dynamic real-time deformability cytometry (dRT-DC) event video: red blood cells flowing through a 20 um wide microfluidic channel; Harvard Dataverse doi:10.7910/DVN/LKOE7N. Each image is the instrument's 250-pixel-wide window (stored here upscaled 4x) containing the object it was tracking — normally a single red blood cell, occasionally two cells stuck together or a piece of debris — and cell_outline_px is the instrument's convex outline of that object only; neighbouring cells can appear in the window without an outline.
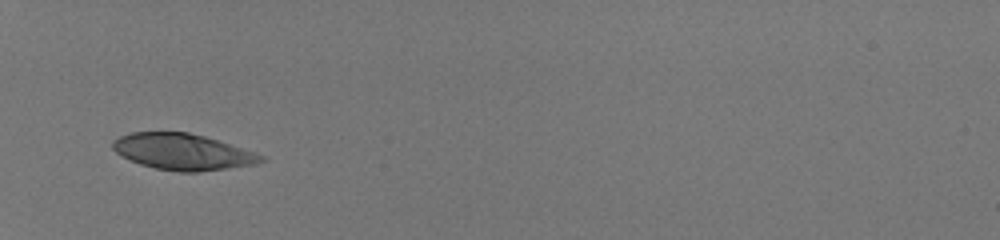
{"species": "human", "species_latin": "Homo sapiens", "temperature_condition": "room temperature", "stored_images_in_passage": 32, "camera_frame_rate_fps": 3000, "um_per_image_px": 0.085, "donor": {"sex": "male"}, "frame": {"image": 1, "passage_image": 1, "time_ms": 0.0, "image_size_px": [1000, 240], "cell_outline_px": [[264, 160], [256, 164], [200, 172], [180, 172], [156, 168], [140, 164], [116, 152], [112, 148], [112, 140], [120, 136], [132, 132], [188, 132], [204, 136], [256, 152], [264, 156]], "centroid_in_image_um": [15.54, 12.9], "position_along_channel_um": 69.5, "area_um2": 31.1}}
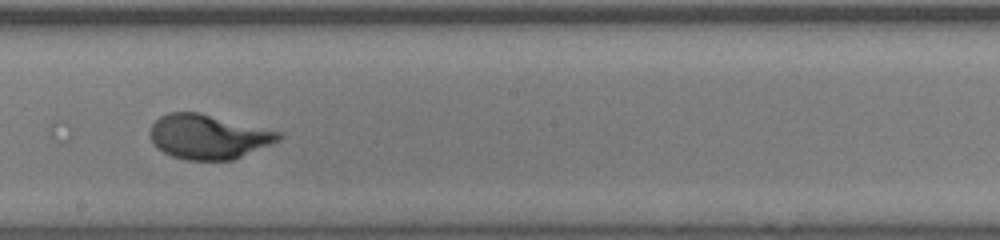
{"frame": {"image": 2, "passage_image": 14, "time_ms": 4.333, "image_size_px": [1000, 240], "cell_outline_px": [[284, 136], [280, 140], [232, 160], [188, 160], [172, 156], [164, 152], [152, 140], [152, 124], [160, 116], [168, 112], [196, 112], [284, 132]], "centroid_in_image_um": [17.76, 11.61], "position_along_channel_um": 230.4, "area_um2": 32.95}}
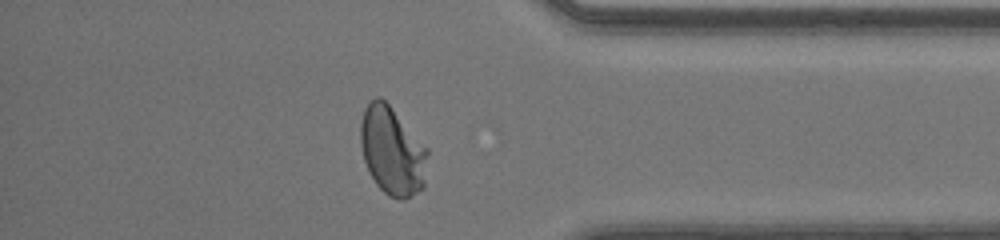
{"frame": {"image": 3, "passage_image": 27, "time_ms": 8.667, "image_size_px": [1000, 240], "cell_outline_px": [[428, 152], [424, 188], [404, 200], [400, 200], [388, 196], [376, 184], [364, 160], [360, 144], [360, 124], [364, 108], [376, 96], [380, 96], [388, 104], [428, 148]], "centroid_in_image_um": [33.34, 12.85], "position_along_channel_um": 401.9, "area_um2": 34.51}, "authors_computed_cell_mechanics": {"area_um2": 33.0327, "velocity_mm_per_s": 4.1114, "shape_relaxation_time_tau1_ms": 3.2825, "shape_relaxation_time_tau2_ms": null, "deformation_change_tau1": 0.1946, "deformation_change_tau2": null}}